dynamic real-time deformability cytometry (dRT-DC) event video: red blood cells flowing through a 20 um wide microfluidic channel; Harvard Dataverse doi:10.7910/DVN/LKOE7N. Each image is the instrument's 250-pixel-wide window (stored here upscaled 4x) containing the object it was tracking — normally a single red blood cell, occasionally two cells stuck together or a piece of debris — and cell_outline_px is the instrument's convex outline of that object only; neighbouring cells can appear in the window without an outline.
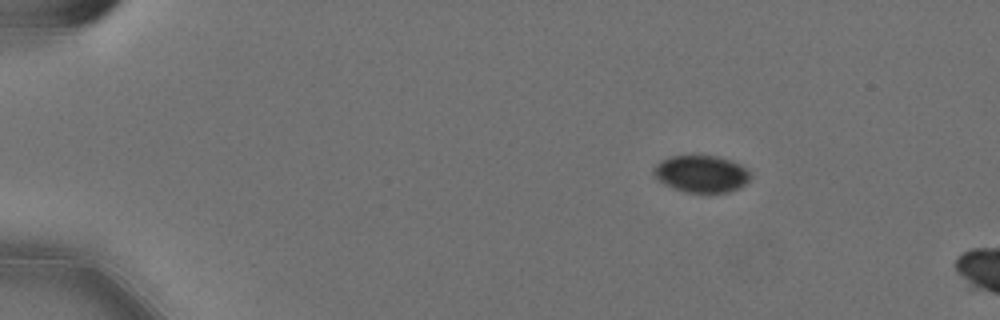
{"species": "Egyptian fruit bat (a non-hibernating species)", "species_latin": "Rousettus aegyptiacus", "temperature_condition": "cold", "stored_images_in_passage": 12, "camera_frame_rate_fps": 3000, "um_per_image_px": 0.085, "animal": {"sex": "female"}, "frame": {"image": 1, "passage_image": 9, "time_ms": 2.667, "image_size_px": [1000, 320], "cell_outline_px": [[752, 176], [740, 188], [728, 192], [684, 192], [672, 188], [664, 184], [652, 172], [656, 164], [660, 160], [672, 156], [716, 156], [740, 164], [752, 172]], "centroid_in_image_um": [59.63, 14.78], "position_along_channel_um": 25.4, "area_um2": 20.81}}